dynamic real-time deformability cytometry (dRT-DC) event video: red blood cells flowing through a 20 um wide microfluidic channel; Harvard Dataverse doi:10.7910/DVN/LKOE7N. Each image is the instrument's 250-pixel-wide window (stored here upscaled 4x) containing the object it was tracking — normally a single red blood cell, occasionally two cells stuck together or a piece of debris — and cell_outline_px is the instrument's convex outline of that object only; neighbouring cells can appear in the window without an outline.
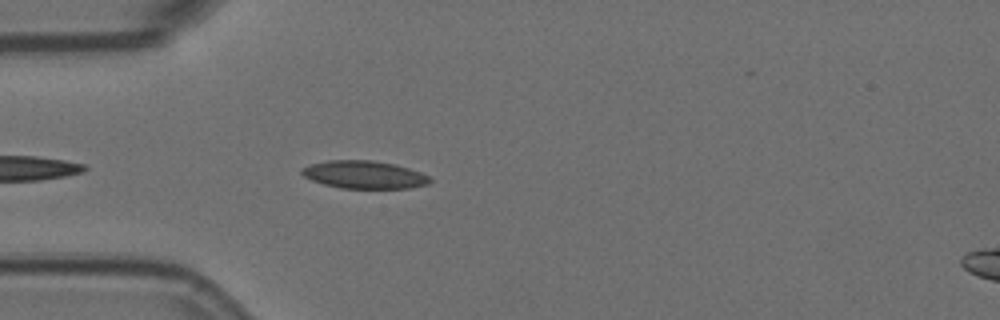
{"species": "Egyptian fruit bat (a non-hibernating species)", "species_latin": "Rousettus aegyptiacus", "temperature_condition": "room temperature", "stored_images_in_passage": 8, "camera_frame_rate_fps": 3000, "um_per_image_px": 0.085, "animal": {"sex": "female"}, "frame": {"image": 1, "passage_image": 4, "time_ms": 1.0, "image_size_px": [1000, 320], "cell_outline_px": [[432, 180], [428, 184], [412, 188], [340, 188], [324, 184], [312, 180], [304, 176], [300, 172], [300, 168], [312, 164], [328, 160], [372, 160], [396, 164], [420, 172], [428, 176]], "centroid_in_image_um": [30.96, 14.84], "position_along_channel_um": 54.0, "area_um2": 20.75}}
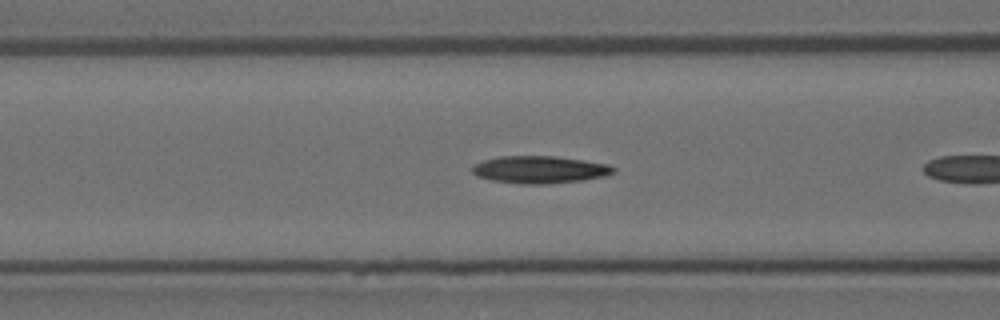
{"frame": {"image": 2, "passage_image": 7, "time_ms": 2.0, "image_size_px": [1000, 320], "cell_outline_px": [[616, 172], [604, 176], [580, 180], [544, 184], [524, 184], [492, 180], [476, 176], [472, 172], [472, 168], [476, 164], [484, 160], [500, 156], [556, 156], [584, 160], [608, 164], [616, 168]], "centroid_in_image_um": [45.89, 14.41], "position_along_channel_um": 120.7, "area_um2": 22.37}}